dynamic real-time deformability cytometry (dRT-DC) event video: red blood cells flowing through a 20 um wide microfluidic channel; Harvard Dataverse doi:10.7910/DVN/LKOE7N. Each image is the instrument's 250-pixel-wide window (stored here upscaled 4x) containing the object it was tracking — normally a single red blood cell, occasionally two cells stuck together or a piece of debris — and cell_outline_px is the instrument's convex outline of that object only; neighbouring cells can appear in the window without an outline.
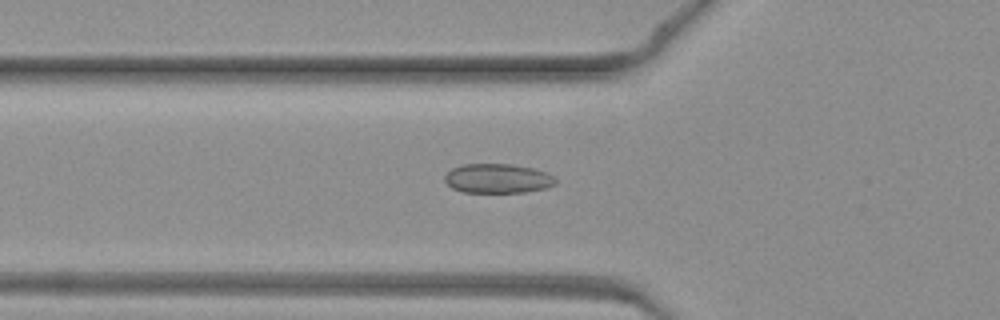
{"species": "common noctule bat (a hibernating species)", "species_latin": "Nyctalus noctula", "temperature_condition": "warm", "stored_images_in_passage": 45, "camera_frame_rate_fps": 3000, "um_per_image_px": 0.085, "animal": {"sex": "female", "body_mass_g": 19.3, "forearm_length_mm": 54.1}, "frame": {"image": 1, "passage_image": 16, "time_ms": 5.0, "image_size_px": [1000, 320], "cell_outline_px": [[556, 184], [548, 188], [524, 192], [464, 192], [452, 188], [444, 180], [444, 176], [452, 168], [464, 164], [512, 164], [532, 168], [548, 172], [556, 176]], "centroid_in_image_um": [42.35, 15.17], "position_along_channel_um": 83.5, "area_um2": 19.13}}
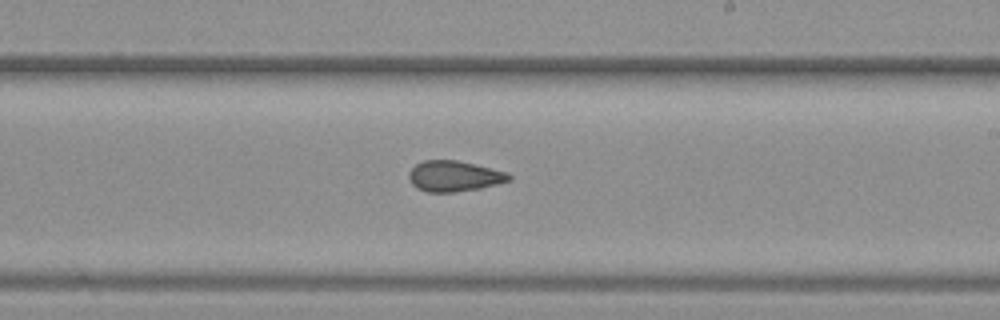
{"frame": {"image": 2, "passage_image": 27, "time_ms": 8.667, "image_size_px": [1000, 320], "cell_outline_px": [[512, 180], [480, 188], [456, 192], [428, 192], [416, 188], [412, 184], [408, 176], [408, 172], [416, 164], [424, 160], [456, 160], [508, 172], [512, 176]], "centroid_in_image_um": [38.6, 14.97], "position_along_channel_um": 250.4, "area_um2": 17.92}}
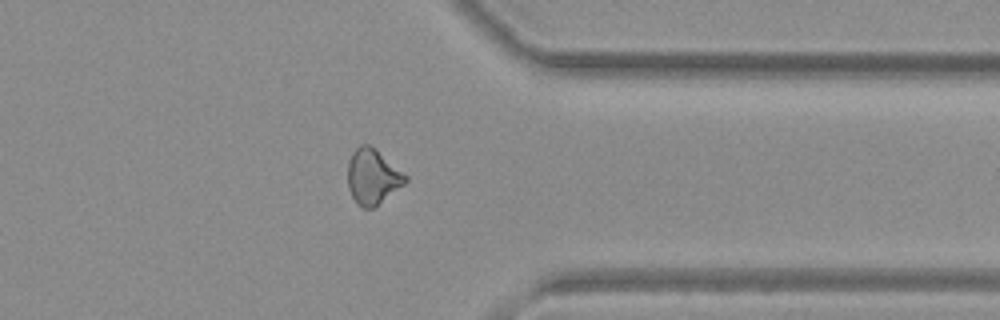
{"frame": {"image": 3, "passage_image": 36, "time_ms": 11.667, "image_size_px": [1000, 320], "cell_outline_px": [[408, 180], [404, 184], [372, 208], [360, 208], [356, 204], [348, 188], [348, 160], [352, 152], [360, 144], [368, 144], [376, 148], [408, 176]], "centroid_in_image_um": [31.66, 14.99], "position_along_channel_um": 379.7, "area_um2": 18.61}}